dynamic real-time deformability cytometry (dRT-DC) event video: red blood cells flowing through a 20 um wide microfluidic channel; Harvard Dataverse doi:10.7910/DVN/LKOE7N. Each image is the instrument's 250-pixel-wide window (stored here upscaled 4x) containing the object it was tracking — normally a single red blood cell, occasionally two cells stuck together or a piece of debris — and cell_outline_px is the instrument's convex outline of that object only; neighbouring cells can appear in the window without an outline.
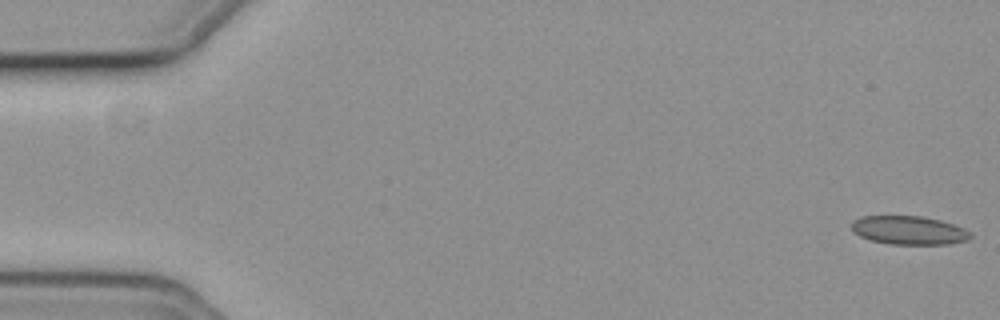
{"species": "common noctule bat (a hibernating species)", "species_latin": "Nyctalus noctula", "temperature_condition": "cold", "stored_images_in_passage": 10, "camera_frame_rate_fps": 3000, "um_per_image_px": 0.085, "animal": {"sex": "female", "body_mass_g": 19.3, "forearm_length_mm": 54.1}, "frame": {"image": 1, "passage_image": 1, "time_ms": 0.0, "image_size_px": [1000, 320], "cell_outline_px": [[972, 236], [968, 240], [948, 244], [888, 244], [872, 240], [860, 236], [852, 232], [852, 220], [860, 216], [924, 216], [940, 220], [964, 228]], "centroid_in_image_um": [77.23, 19.57], "position_along_channel_um": 7.8, "area_um2": 19.83}}